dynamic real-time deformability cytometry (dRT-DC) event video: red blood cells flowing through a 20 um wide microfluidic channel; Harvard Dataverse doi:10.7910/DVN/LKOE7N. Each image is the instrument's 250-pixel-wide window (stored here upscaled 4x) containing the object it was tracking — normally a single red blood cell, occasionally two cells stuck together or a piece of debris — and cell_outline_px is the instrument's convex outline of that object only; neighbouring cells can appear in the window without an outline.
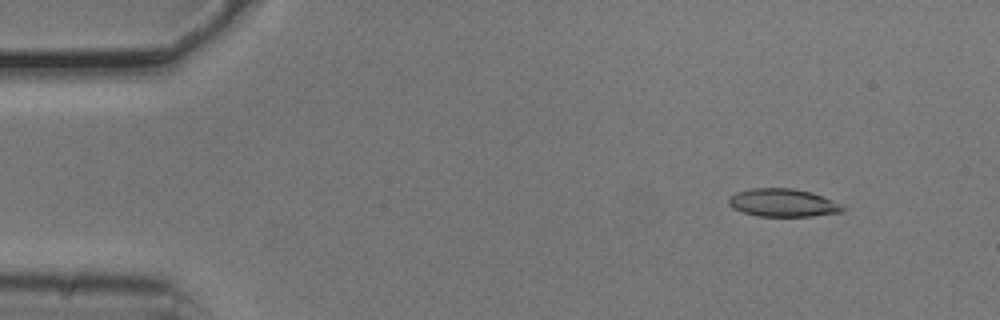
{"species": "common noctule bat (a hibernating species)", "species_latin": "Nyctalus noctula", "temperature_condition": "cold", "stored_images_in_passage": 5, "camera_frame_rate_fps": 3000, "um_per_image_px": 0.085, "animal": {"sex": "male", "body_mass_g": 20.5, "forearm_length_mm": 52.5}, "frame": {"image": 1, "passage_image": 2, "time_ms": 0.333, "image_size_px": [1000, 320], "cell_outline_px": [[844, 212], [812, 216], [756, 216], [732, 208], [728, 204], [728, 196], [736, 192], [752, 188], [792, 188], [812, 192], [832, 200], [840, 204], [844, 208]], "centroid_in_image_um": [66.52, 17.23], "position_along_channel_um": 18.5, "area_um2": 18.67}}
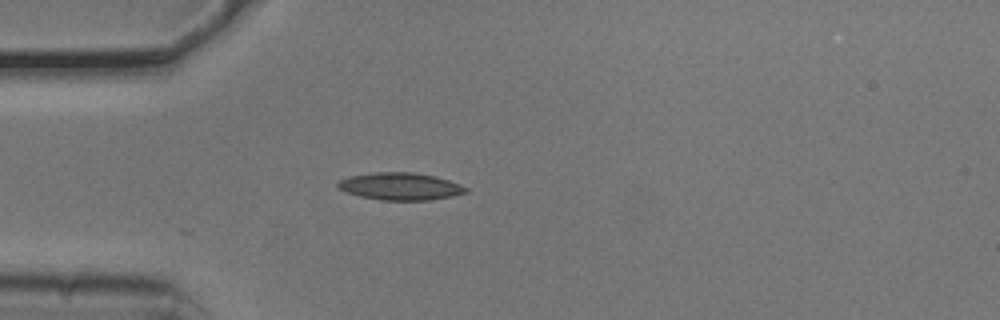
{"frame": {"image": 2, "passage_image": 4, "time_ms": 1.0, "image_size_px": [1000, 320], "cell_outline_px": [[468, 192], [452, 196], [432, 200], [380, 200], [360, 196], [336, 188], [336, 184], [340, 180], [348, 176], [376, 172], [412, 172], [436, 176], [460, 184], [468, 188]], "centroid_in_image_um": [34.03, 15.84], "position_along_channel_um": 51.0, "area_um2": 20.46}}